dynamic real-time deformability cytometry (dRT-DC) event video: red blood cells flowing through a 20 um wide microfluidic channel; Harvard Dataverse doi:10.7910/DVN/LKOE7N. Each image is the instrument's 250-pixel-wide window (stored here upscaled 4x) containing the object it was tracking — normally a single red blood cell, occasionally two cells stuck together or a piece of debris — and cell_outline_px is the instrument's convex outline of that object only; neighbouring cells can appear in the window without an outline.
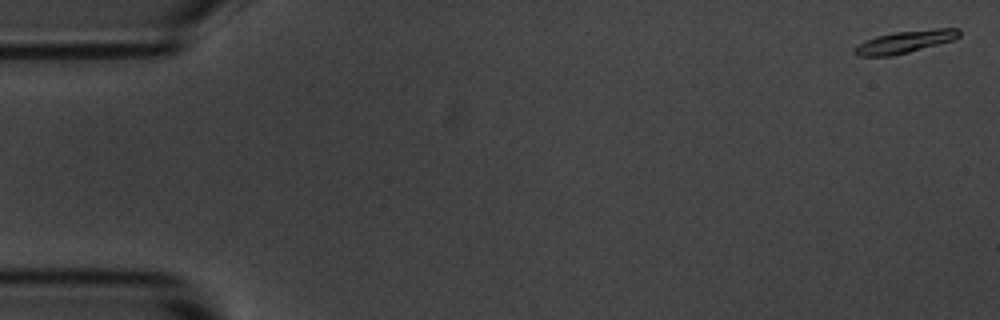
{"species": "common noctule bat (a hibernating species)", "species_latin": "Nyctalus noctula", "temperature_condition": "room temperature", "stored_images_in_passage": 6, "camera_frame_rate_fps": 3000, "um_per_image_px": 0.085, "animal": {"sex": "male", "body_mass_g": 20.1, "forearm_length_mm": 53.5}, "frame": {"image": 1, "passage_image": 1, "time_ms": 0.0, "image_size_px": [1000, 320], "cell_outline_px": [[960, 36], [952, 40], [908, 52], [892, 56], [860, 56], [852, 52], [852, 48], [856, 44], [864, 40], [876, 36], [896, 32], [936, 28], [960, 28]], "centroid_in_image_um": [76.86, 3.55], "position_along_channel_um": 8.1, "area_um2": 13.64}}
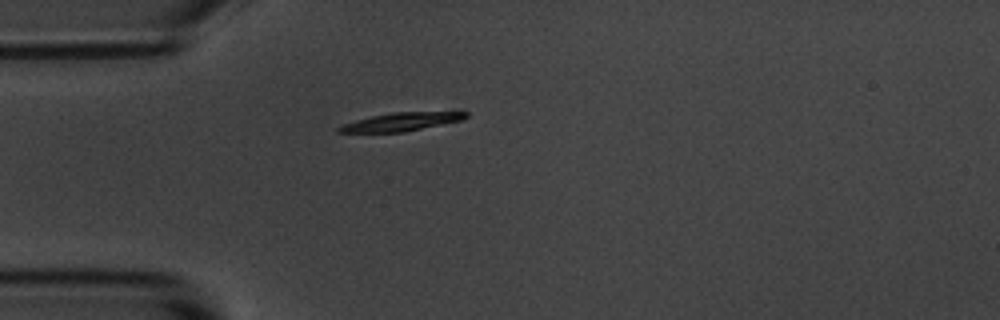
{"frame": {"image": 2, "passage_image": 5, "time_ms": 4.667, "image_size_px": [1000, 320], "cell_outline_px": [[468, 116], [460, 120], [404, 132], [336, 132], [336, 128], [344, 124], [356, 120], [372, 116], [392, 112], [468, 112]], "centroid_in_image_um": [34.06, 10.35], "position_along_channel_um": 50.9, "area_um2": 13.18}}